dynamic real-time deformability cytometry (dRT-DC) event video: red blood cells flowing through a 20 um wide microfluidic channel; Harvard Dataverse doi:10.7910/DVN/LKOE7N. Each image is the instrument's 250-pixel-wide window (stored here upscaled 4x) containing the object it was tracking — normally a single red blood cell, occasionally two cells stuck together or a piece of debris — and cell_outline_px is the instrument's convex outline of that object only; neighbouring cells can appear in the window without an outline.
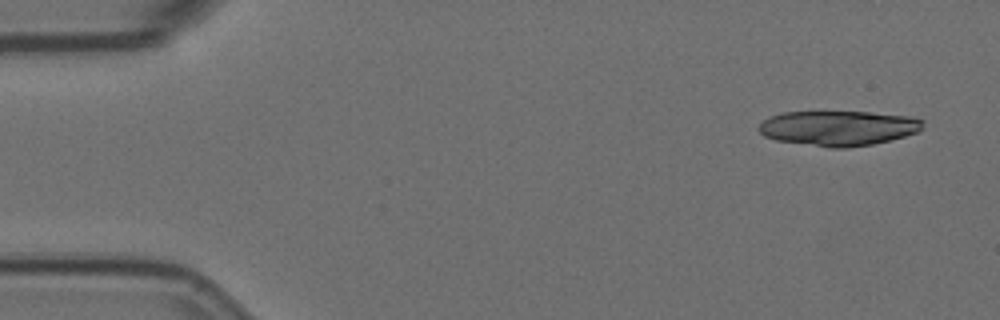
{"species": "Egyptian fruit bat (a non-hibernating species)", "species_latin": "Rousettus aegyptiacus", "temperature_condition": "room temperature", "stored_images_in_passage": 5, "camera_frame_rate_fps": 3000, "um_per_image_px": 0.085, "animal": {"sex": "female"}, "frame": {"image": 1, "passage_image": 1, "time_ms": 0.0, "image_size_px": [1000, 320], "cell_outline_px": [[924, 128], [920, 132], [872, 144], [844, 148], [828, 148], [776, 140], [764, 136], [756, 128], [768, 116], [784, 112], [868, 112], [912, 116], [924, 120]], "centroid_in_image_um": [71.27, 10.89], "position_along_channel_um": 13.7, "area_um2": 33.76}}